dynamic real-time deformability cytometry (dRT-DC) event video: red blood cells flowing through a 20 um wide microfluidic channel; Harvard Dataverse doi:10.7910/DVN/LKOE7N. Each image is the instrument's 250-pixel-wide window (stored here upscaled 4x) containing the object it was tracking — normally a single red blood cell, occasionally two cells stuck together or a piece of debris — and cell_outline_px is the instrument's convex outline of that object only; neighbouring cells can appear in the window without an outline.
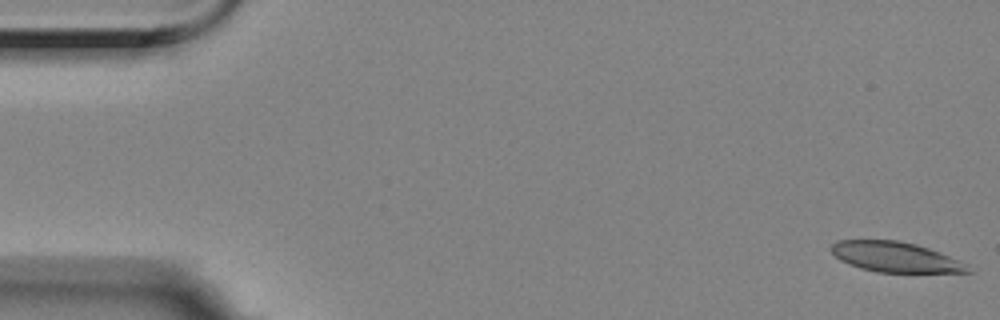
{"species": "Egyptian fruit bat (a non-hibernating species)", "species_latin": "Rousettus aegyptiacus", "temperature_condition": "room temperature", "stored_images_in_passage": 57, "segment_of_instrument_passage": [1, 2], "camera_frame_rate_fps": 3000, "um_per_image_px": 0.085, "animal": {"sex": "female"}, "frame": {"image": 1, "passage_image": 1, "time_ms": 0.0, "image_size_px": [1000, 320], "cell_outline_px": [[972, 272], [876, 272], [860, 268], [848, 264], [840, 260], [832, 252], [832, 244], [836, 240], [896, 240], [916, 244], [940, 252], [960, 260]], "centroid_in_image_um": [76.08, 21.84], "position_along_channel_um": 8.9, "area_um2": 23.81}}
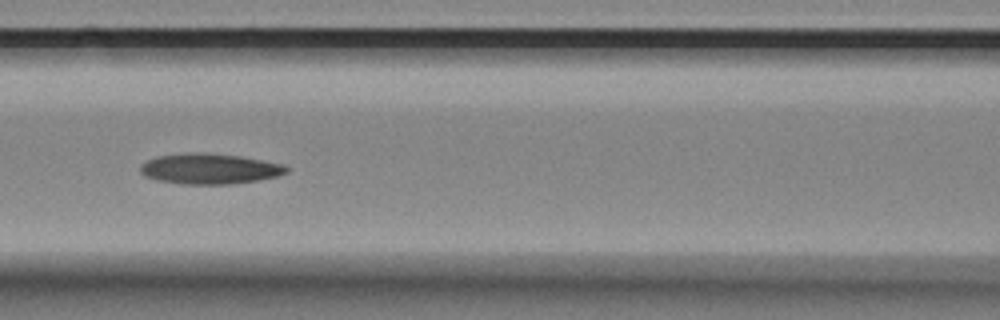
{"frame": {"image": 2, "passage_image": 24, "time_ms": 7.667, "image_size_px": [1000, 320], "cell_outline_px": [[288, 172], [276, 176], [260, 180], [232, 184], [184, 184], [156, 180], [144, 176], [140, 172], [140, 164], [156, 156], [192, 152], [200, 152], [240, 156], [284, 164], [288, 168]], "centroid_in_image_um": [17.8, 14.35], "position_along_channel_um": 148.8, "area_um2": 26.07}}
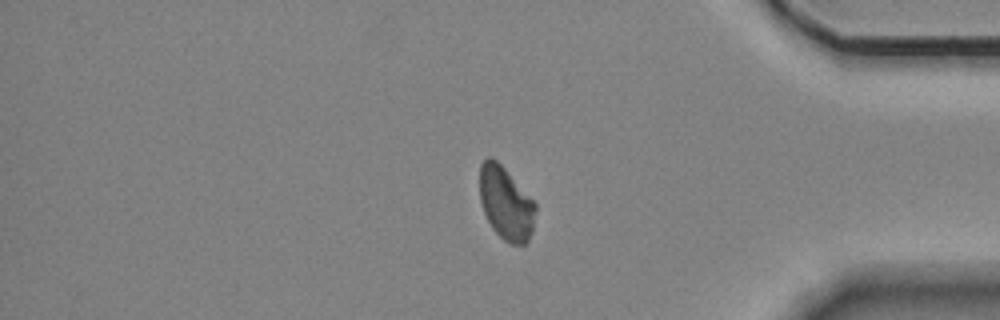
{"frame": {"image": 3, "passage_image": 47, "time_ms": 15.333, "image_size_px": [1000, 320], "cell_outline_px": [[536, 212], [532, 232], [528, 240], [524, 244], [508, 244], [492, 228], [484, 212], [480, 200], [480, 164], [488, 156], [496, 160], [504, 168], [536, 204]], "centroid_in_image_um": [43.0, 17.3], "position_along_channel_um": 392.2, "area_um2": 23.52}}